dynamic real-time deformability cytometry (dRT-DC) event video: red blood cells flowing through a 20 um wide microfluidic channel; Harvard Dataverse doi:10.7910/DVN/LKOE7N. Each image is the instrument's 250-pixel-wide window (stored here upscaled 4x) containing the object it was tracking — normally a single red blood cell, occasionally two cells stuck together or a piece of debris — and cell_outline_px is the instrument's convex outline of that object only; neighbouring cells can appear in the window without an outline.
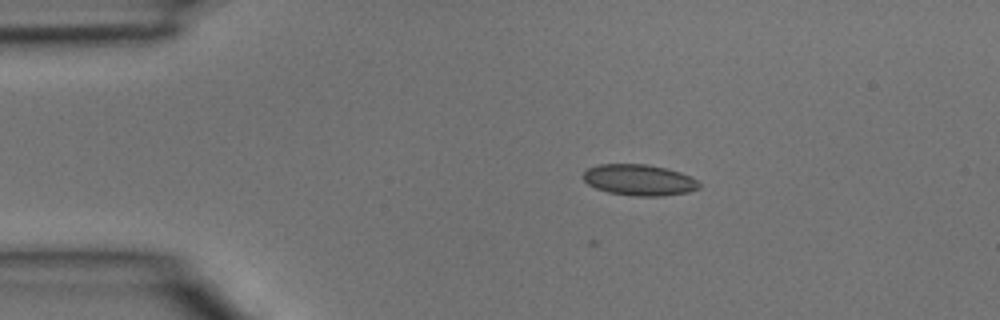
{"species": "common noctule bat (a hibernating species)", "species_latin": "Nyctalus noctula", "temperature_condition": "room temperature", "stored_images_in_passage": 4, "camera_frame_rate_fps": 3000, "um_per_image_px": 0.085, "animal": {"sex": "male", "body_mass_g": 15.6}, "frame": {"image": 1, "passage_image": 3, "time_ms": 0.667, "image_size_px": [1000, 320], "cell_outline_px": [[700, 188], [688, 192], [664, 196], [636, 196], [608, 192], [596, 188], [588, 184], [580, 176], [588, 168], [600, 164], [648, 164], [680, 172], [696, 180], [700, 184]], "centroid_in_image_um": [54.3, 15.3], "position_along_channel_um": 30.7, "area_um2": 20.98}}